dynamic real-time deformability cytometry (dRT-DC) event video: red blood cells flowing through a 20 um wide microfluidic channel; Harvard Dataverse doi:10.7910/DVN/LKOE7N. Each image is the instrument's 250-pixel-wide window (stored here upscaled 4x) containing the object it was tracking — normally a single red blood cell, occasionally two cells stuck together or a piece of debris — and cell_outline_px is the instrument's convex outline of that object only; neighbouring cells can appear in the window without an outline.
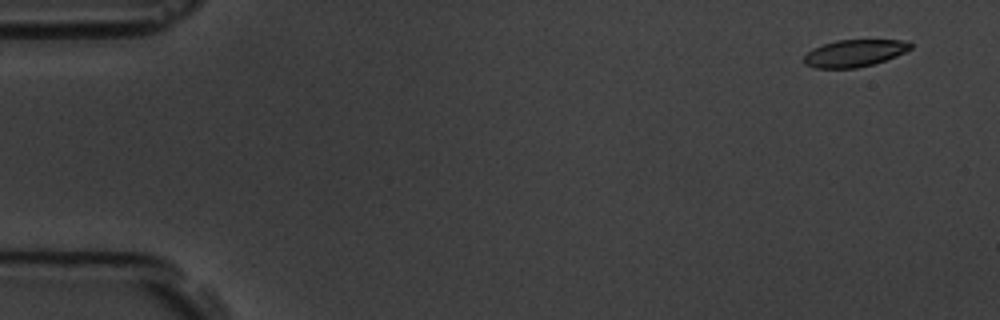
{"species": "common noctule bat (a hibernating species)", "species_latin": "Nyctalus noctula", "temperature_condition": "room temperature", "stored_images_in_passage": 5, "camera_frame_rate_fps": 3000, "um_per_image_px": 0.085, "animal": {"sex": "male", "body_mass_g": 19.5, "forearm_length_mm": 54.6}, "frame": {"image": 1, "passage_image": 1, "time_ms": 0.0, "image_size_px": [1000, 320], "cell_outline_px": [[912, 48], [896, 56], [872, 64], [856, 68], [816, 68], [804, 64], [804, 56], [812, 48], [836, 40], [908, 40], [912, 44]], "centroid_in_image_um": [72.62, 4.51], "position_along_channel_um": 12.4, "area_um2": 16.76}}
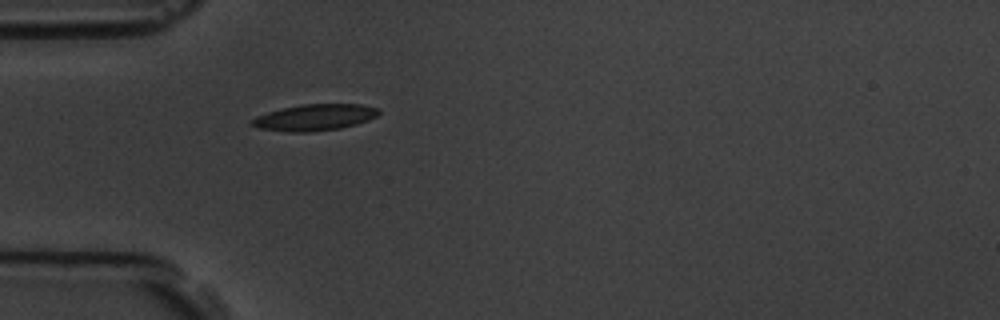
{"frame": {"image": 2, "passage_image": 5, "time_ms": 4.667, "image_size_px": [1000, 320], "cell_outline_px": [[380, 112], [376, 116], [368, 120], [356, 124], [340, 128], [308, 132], [292, 132], [260, 128], [248, 124], [256, 116], [268, 112], [300, 104], [360, 104], [376, 108]], "centroid_in_image_um": [26.73, 9.98], "position_along_channel_um": 58.3, "area_um2": 19.25}}